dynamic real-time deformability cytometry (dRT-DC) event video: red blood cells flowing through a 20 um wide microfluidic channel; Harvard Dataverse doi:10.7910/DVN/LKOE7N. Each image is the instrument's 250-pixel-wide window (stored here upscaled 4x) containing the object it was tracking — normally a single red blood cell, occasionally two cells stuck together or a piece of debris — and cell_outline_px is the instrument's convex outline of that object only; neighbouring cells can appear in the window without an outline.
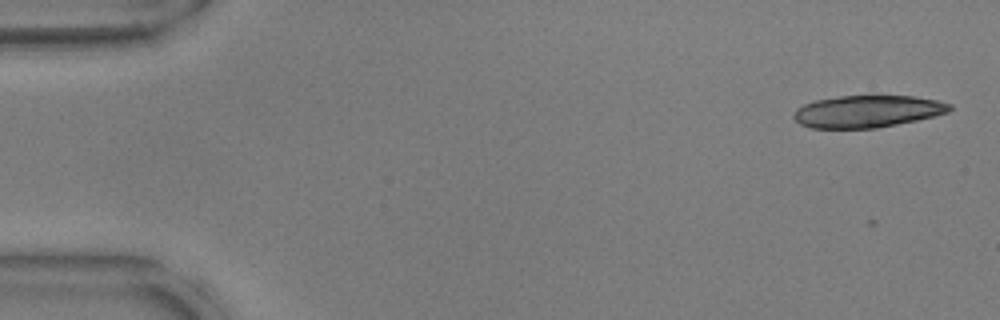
{"species": "common noctule bat (a hibernating species)", "species_latin": "Nyctalus noctula", "temperature_condition": "warm", "stored_images_in_passage": 17, "camera_frame_rate_fps": 3000, "um_per_image_px": 0.085, "animal": {"sex": "male", "body_mass_g": 17.9, "forearm_length_mm": 54.2}, "frame": {"image": 1, "passage_image": 2, "time_ms": 0.333, "image_size_px": [1000, 320], "cell_outline_px": [[952, 108], [948, 112], [916, 120], [876, 128], [812, 128], [800, 124], [792, 116], [792, 112], [796, 108], [804, 104], [816, 100], [840, 96], [912, 96], [936, 100], [952, 104]], "centroid_in_image_um": [73.69, 9.47], "position_along_channel_um": 11.3, "area_um2": 29.02}}
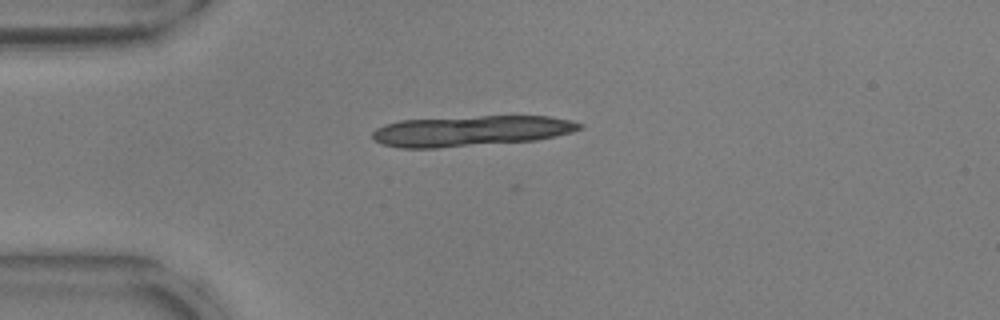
{"frame": {"image": 2, "passage_image": 13, "time_ms": 4.0, "image_size_px": [1000, 320], "cell_outline_px": [[584, 128], [572, 132], [556, 136], [536, 140], [436, 148], [400, 148], [384, 144], [376, 140], [372, 136], [372, 132], [376, 128], [384, 124], [400, 120], [480, 116], [548, 116], [572, 120], [584, 124]], "centroid_in_image_um": [40.06, 11.12], "position_along_channel_um": 44.9, "area_um2": 36.93}}